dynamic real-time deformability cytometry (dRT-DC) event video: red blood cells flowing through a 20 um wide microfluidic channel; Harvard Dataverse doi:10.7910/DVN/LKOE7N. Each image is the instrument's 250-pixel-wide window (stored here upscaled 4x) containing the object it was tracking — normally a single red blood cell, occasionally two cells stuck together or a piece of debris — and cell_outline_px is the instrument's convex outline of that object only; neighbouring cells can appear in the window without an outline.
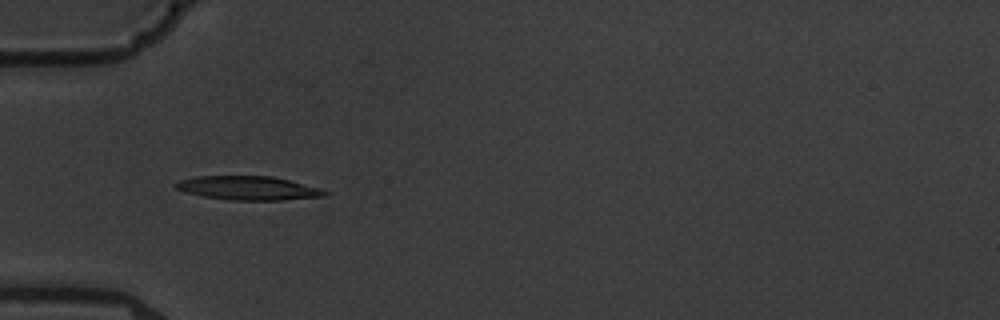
{"species": "common noctule bat (a hibernating species)", "species_latin": "Nyctalus noctula", "temperature_condition": "warm", "stored_images_in_passage": 5, "camera_frame_rate_fps": 3000, "um_per_image_px": 0.085, "animal": {"sex": "male", "body_mass_g": 19.5, "forearm_length_mm": 54.6}, "frame": {"image": 1, "passage_image": 4, "time_ms": 4.333, "image_size_px": [1000, 320], "cell_outline_px": [[328, 192], [324, 196], [280, 200], [228, 200], [204, 196], [188, 192], [176, 188], [172, 184], [180, 180], [196, 176], [272, 176], [320, 188]], "centroid_in_image_um": [21.08, 15.98], "position_along_channel_um": 63.9, "area_um2": 20.46}}
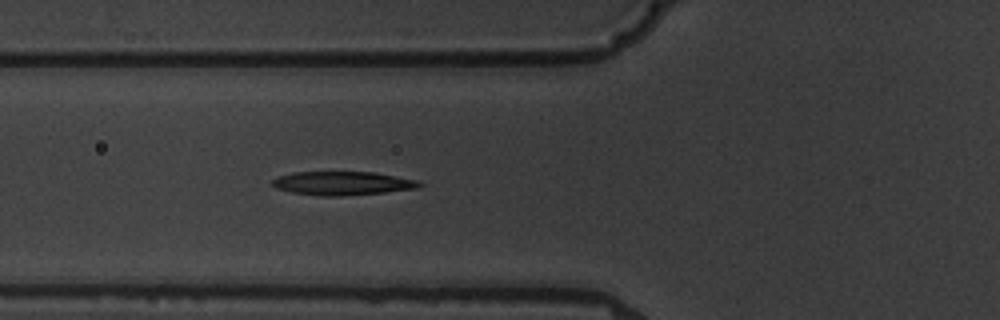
{"frame": {"image": 2, "passage_image": 5, "time_ms": 5.333, "image_size_px": [1000, 320], "cell_outline_px": [[424, 184], [420, 188], [384, 192], [340, 196], [320, 196], [292, 192], [276, 188], [272, 184], [272, 180], [276, 176], [292, 172], [372, 172], [420, 180]], "centroid_in_image_um": [29.13, 15.57], "position_along_channel_um": 96.7, "area_um2": 20.4}}